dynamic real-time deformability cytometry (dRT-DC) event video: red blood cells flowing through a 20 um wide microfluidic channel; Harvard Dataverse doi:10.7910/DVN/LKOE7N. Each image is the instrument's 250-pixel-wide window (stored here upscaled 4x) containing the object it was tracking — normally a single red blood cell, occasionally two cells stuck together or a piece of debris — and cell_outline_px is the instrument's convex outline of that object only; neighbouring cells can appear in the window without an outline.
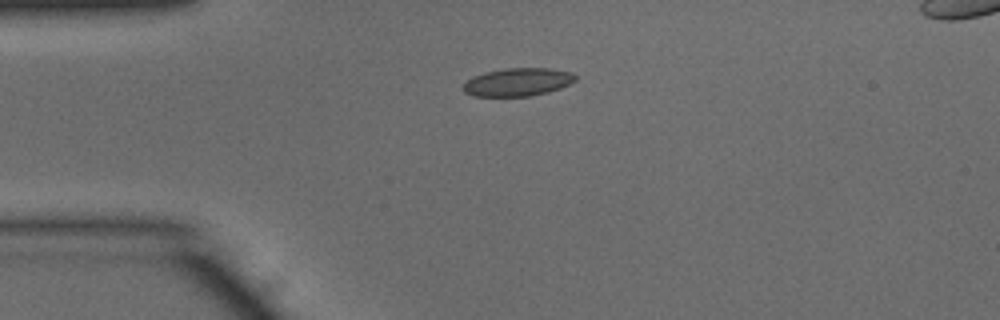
{"species": "common noctule bat (a hibernating species)", "species_latin": "Nyctalus noctula", "temperature_condition": "warm", "stored_images_in_passage": 22, "camera_frame_rate_fps": 3000, "um_per_image_px": 0.085, "animal": {"sex": "male", "body_mass_g": 15.6}, "frame": {"image": 1, "passage_image": 1, "time_ms": 0.0, "image_size_px": [1000, 320], "cell_outline_px": [[576, 80], [560, 88], [548, 92], [528, 96], [472, 96], [464, 92], [460, 88], [472, 76], [484, 72], [504, 68], [548, 68], [572, 72], [576, 76]], "centroid_in_image_um": [43.97, 6.97], "position_along_channel_um": 41.0, "area_um2": 18.44}}
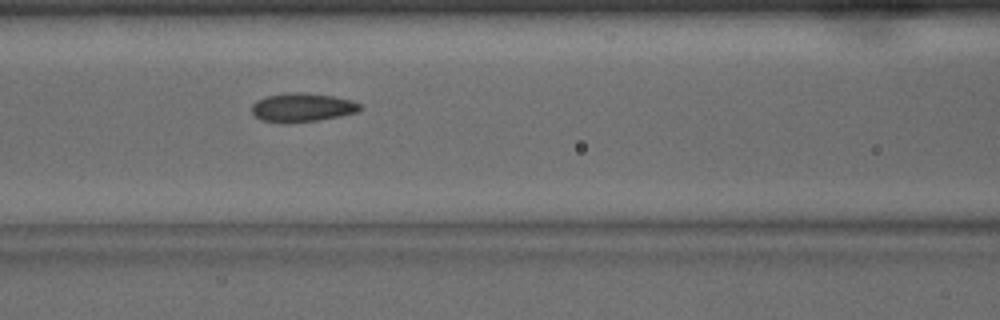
{"frame": {"image": 2, "passage_image": 10, "time_ms": 3.0, "image_size_px": [1000, 320], "cell_outline_px": [[364, 108], [356, 112], [340, 116], [320, 120], [280, 124], [264, 120], [256, 116], [252, 112], [252, 104], [256, 100], [268, 96], [288, 92], [304, 92], [332, 96], [352, 100], [360, 104]], "centroid_in_image_um": [25.7, 9.14], "position_along_channel_um": 140.9, "area_um2": 18.26}}
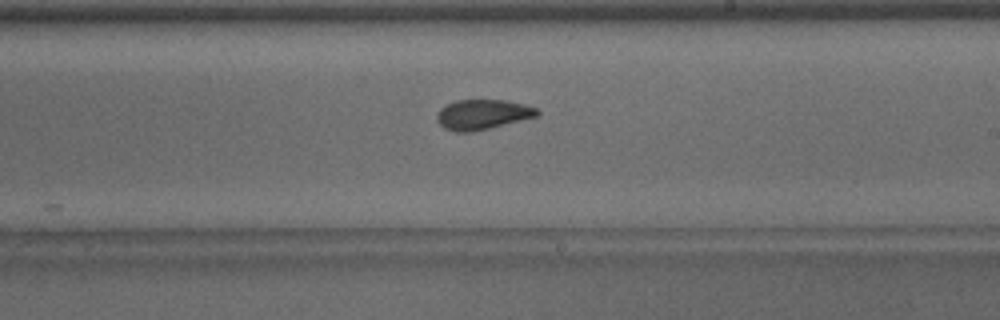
{"frame": {"image": 3, "passage_image": 18, "time_ms": 5.667, "image_size_px": [1000, 320], "cell_outline_px": [[540, 112], [536, 116], [472, 132], [456, 132], [444, 128], [436, 120], [436, 116], [440, 108], [456, 100], [504, 100], [524, 104], [540, 108]], "centroid_in_image_um": [41.0, 9.72], "position_along_channel_um": 248.0, "area_um2": 17.4}}